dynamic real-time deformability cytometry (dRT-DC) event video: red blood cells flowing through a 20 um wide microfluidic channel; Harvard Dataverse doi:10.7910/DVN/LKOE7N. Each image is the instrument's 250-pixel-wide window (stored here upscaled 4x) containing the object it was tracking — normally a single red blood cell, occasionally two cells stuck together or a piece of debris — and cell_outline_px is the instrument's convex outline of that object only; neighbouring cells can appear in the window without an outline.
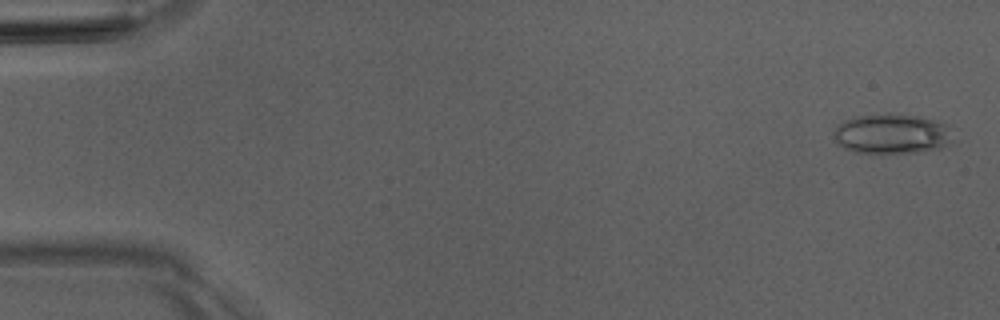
{"species": "Egyptian fruit bat (a non-hibernating species)", "species_latin": "Rousettus aegyptiacus", "temperature_condition": "room temperature", "stored_images_in_passage": 4, "camera_frame_rate_fps": 3000, "um_per_image_px": 0.085, "animal": {"sex": "male"}, "frame": {"image": 1, "passage_image": 1, "time_ms": 0.0, "image_size_px": [1000, 320], "cell_outline_px": [[952, 140], [948, 144], [940, 148], [924, 152], [880, 156], [860, 152], [844, 148], [836, 140], [836, 128], [844, 120], [860, 116], [888, 112], [920, 116], [948, 124]], "centroid_in_image_um": [75.86, 11.41], "position_along_channel_um": 9.1, "area_um2": 28.44}}